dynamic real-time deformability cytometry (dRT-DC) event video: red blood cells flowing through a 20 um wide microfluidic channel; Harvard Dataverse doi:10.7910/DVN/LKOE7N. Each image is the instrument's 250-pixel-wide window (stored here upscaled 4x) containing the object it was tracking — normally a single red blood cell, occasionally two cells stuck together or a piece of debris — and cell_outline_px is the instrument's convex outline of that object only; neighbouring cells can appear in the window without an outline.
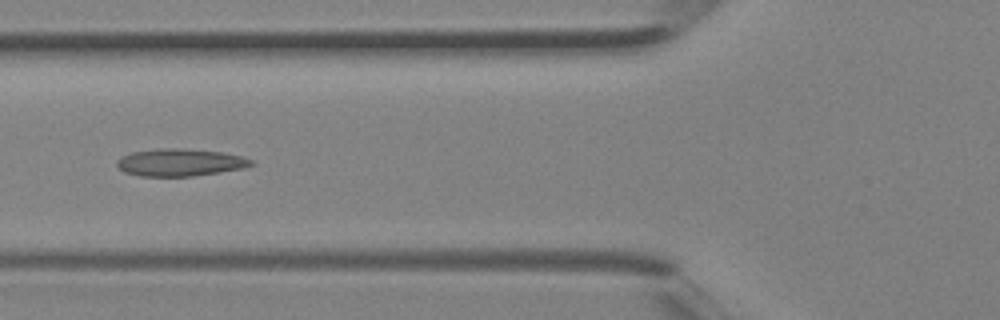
{"species": "Egyptian fruit bat (a non-hibernating species)", "species_latin": "Rousettus aegyptiacus", "temperature_condition": "room temperature", "stored_images_in_passage": 6, "camera_frame_rate_fps": 3000, "um_per_image_px": 0.085, "animal": {"sex": "female"}, "frame": {"image": 1, "passage_image": 6, "time_ms": 1.667, "image_size_px": [1000, 320], "cell_outline_px": [[256, 164], [244, 168], [220, 172], [192, 176], [140, 176], [124, 172], [116, 164], [116, 160], [120, 156], [132, 152], [160, 148], [176, 148], [224, 152], [244, 156], [252, 160]], "centroid_in_image_um": [15.32, 13.8], "position_along_channel_um": 110.5, "area_um2": 21.56}}